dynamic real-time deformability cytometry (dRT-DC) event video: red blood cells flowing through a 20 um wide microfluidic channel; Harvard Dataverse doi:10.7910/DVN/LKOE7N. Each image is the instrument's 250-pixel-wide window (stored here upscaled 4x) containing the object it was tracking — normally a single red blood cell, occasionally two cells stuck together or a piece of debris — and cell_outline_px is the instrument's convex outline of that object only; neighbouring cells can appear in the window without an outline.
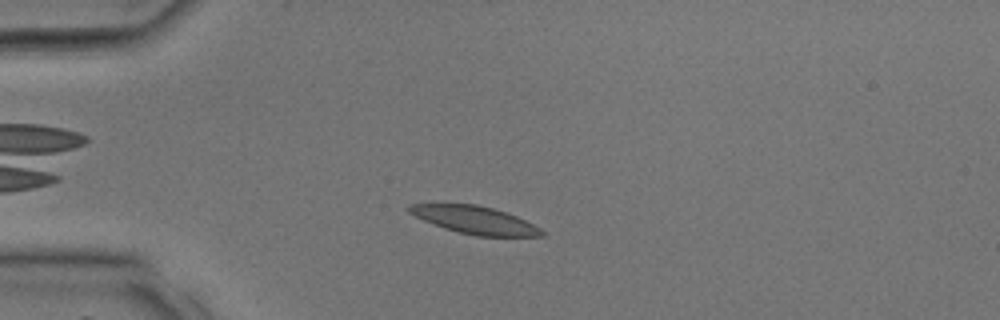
{"species": "common noctule bat (a hibernating species)", "species_latin": "Nyctalus noctula", "temperature_condition": "room temperature", "stored_images_in_passage": 30, "camera_frame_rate_fps": 3000, "um_per_image_px": 0.085, "animal": {"sex": "male", "body_mass_g": 17.9, "forearm_length_mm": 54.2}, "frame": {"image": 1, "passage_image": 6, "time_ms": 1.667, "image_size_px": [1000, 320], "cell_outline_px": [[548, 232], [544, 236], [476, 236], [444, 228], [424, 220], [408, 212], [404, 208], [408, 204], [476, 204], [492, 208], [516, 216]], "centroid_in_image_um": [40.36, 18.7], "position_along_channel_um": 44.6, "area_um2": 21.21}}
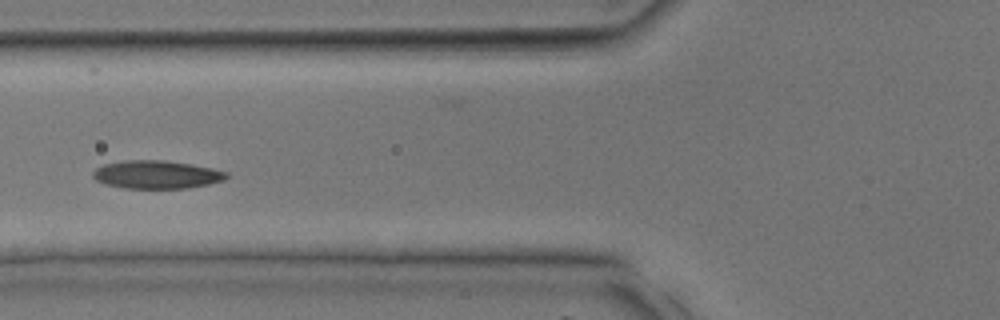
{"frame": {"image": 2, "passage_image": 11, "time_ms": 3.333, "image_size_px": [1000, 320], "cell_outline_px": [[228, 176], [224, 180], [208, 184], [188, 188], [124, 188], [108, 184], [96, 180], [92, 176], [92, 172], [96, 168], [104, 164], [124, 160], [164, 160], [192, 164], [212, 168], [228, 172]], "centroid_in_image_um": [13.32, 14.83], "position_along_channel_um": 112.5, "area_um2": 21.85}}
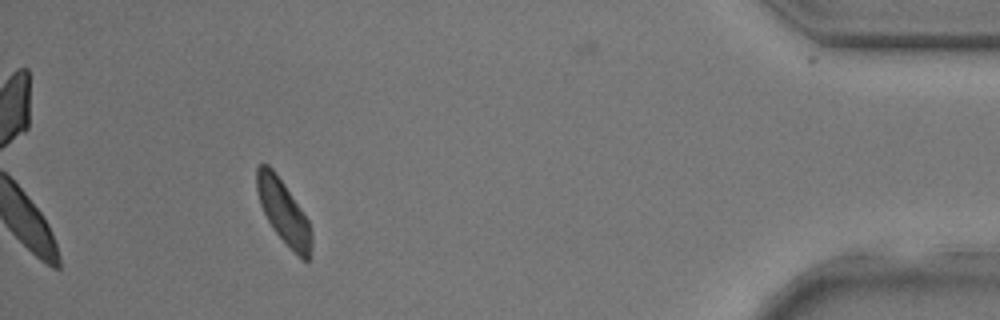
{"frame": {"image": 3, "passage_image": 30, "time_ms": 9.667, "image_size_px": [1000, 320], "cell_outline_px": [[312, 244], [308, 260], [300, 260], [272, 228], [260, 204], [256, 188], [256, 168], [260, 164], [268, 164], [272, 168], [284, 184], [308, 220], [312, 236]], "centroid_in_image_um": [24.09, 18.03], "position_along_channel_um": 411.1, "area_um2": 20.11}}